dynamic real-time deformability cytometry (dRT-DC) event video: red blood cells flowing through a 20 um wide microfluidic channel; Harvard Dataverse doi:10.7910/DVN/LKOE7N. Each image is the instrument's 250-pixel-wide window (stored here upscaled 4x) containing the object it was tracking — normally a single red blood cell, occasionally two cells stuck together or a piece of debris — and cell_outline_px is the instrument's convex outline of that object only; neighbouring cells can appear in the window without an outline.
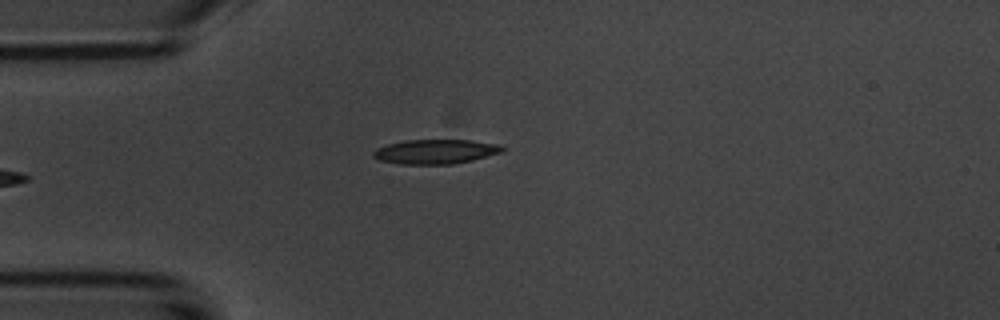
{"species": "common noctule bat (a hibernating species)", "species_latin": "Nyctalus noctula", "temperature_condition": "room temperature", "stored_images_in_passage": 5, "camera_frame_rate_fps": 3000, "um_per_image_px": 0.085, "animal": {"sex": "male", "body_mass_g": 20.1, "forearm_length_mm": 53.5}, "frame": {"image": 1, "passage_image": 5, "time_ms": 4.667, "image_size_px": [1000, 320], "cell_outline_px": [[504, 152], [472, 160], [452, 164], [400, 164], [380, 160], [372, 156], [372, 152], [376, 148], [388, 144], [404, 140], [468, 140], [496, 144], [504, 148]], "centroid_in_image_um": [36.99, 12.89], "position_along_channel_um": 48.0, "area_um2": 18.32}}